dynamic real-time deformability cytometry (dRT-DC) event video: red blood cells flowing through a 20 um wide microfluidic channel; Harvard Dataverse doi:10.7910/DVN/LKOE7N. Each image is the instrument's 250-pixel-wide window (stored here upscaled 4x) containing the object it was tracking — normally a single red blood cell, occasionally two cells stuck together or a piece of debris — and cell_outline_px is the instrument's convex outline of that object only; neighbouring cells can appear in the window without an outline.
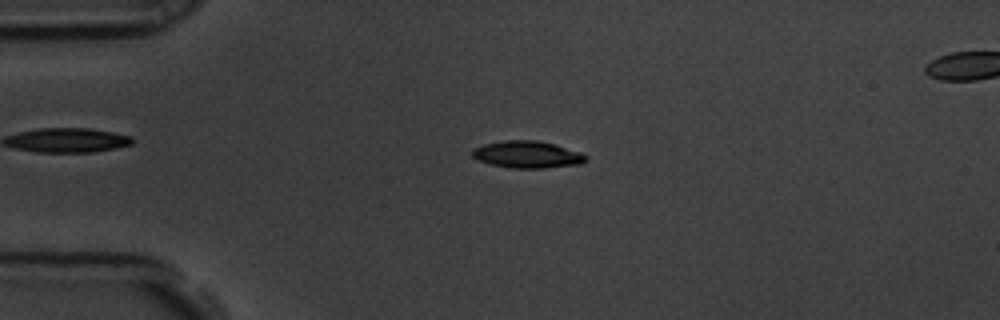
{"species": "common noctule bat (a hibernating species)", "species_latin": "Nyctalus noctula", "temperature_condition": "room temperature", "stored_images_in_passage": 57, "camera_frame_rate_fps": 3000, "um_per_image_px": 0.085, "animal": {"sex": "male", "body_mass_g": 19.5, "forearm_length_mm": 54.6}, "frame": {"image": 1, "passage_image": 13, "time_ms": 4.0, "image_size_px": [1000, 320], "cell_outline_px": [[588, 160], [580, 164], [544, 168], [512, 168], [492, 164], [476, 160], [472, 156], [472, 148], [484, 144], [504, 140], [536, 140], [556, 144], [580, 152], [588, 156]], "centroid_in_image_um": [44.83, 13.13], "position_along_channel_um": 40.2, "area_um2": 18.03}}
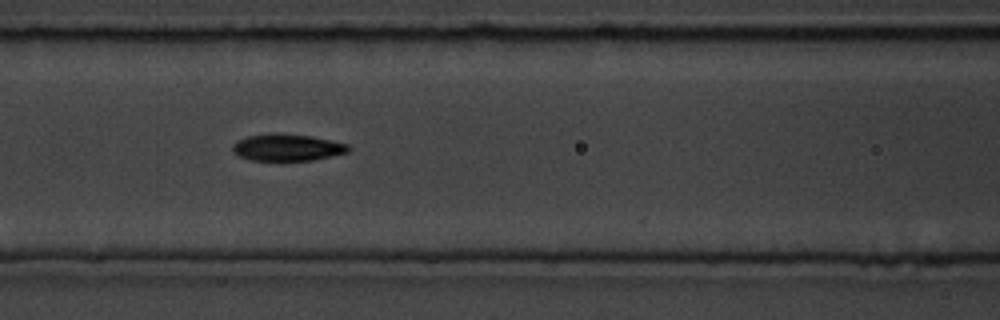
{"frame": {"image": 2, "passage_image": 24, "time_ms": 7.667, "image_size_px": [1000, 320], "cell_outline_px": [[352, 148], [348, 152], [312, 160], [252, 160], [240, 156], [232, 152], [232, 144], [248, 136], [276, 132], [312, 136], [348, 144]], "centroid_in_image_um": [24.42, 12.52], "position_along_channel_um": 142.2, "area_um2": 18.09}}
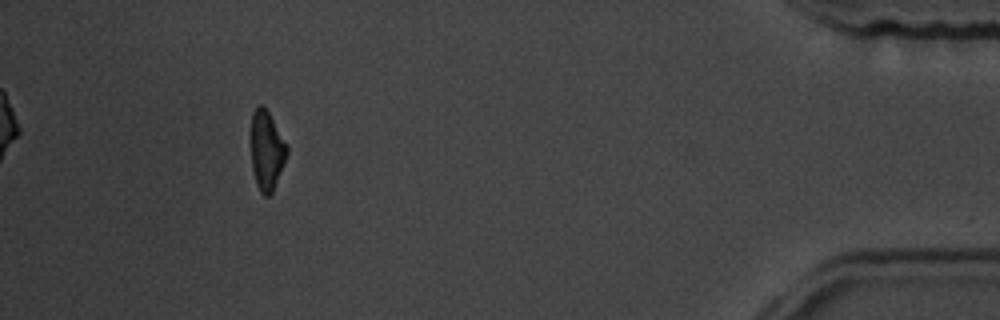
{"frame": {"image": 3, "passage_image": 52, "time_ms": 17.0, "image_size_px": [1000, 320], "cell_outline_px": [[288, 152], [272, 192], [268, 196], [264, 196], [260, 192], [256, 184], [252, 168], [252, 112], [260, 104], [268, 112], [288, 148]], "centroid_in_image_um": [22.66, 12.83], "position_along_channel_um": 412.5, "area_um2": 16.01}, "authors_computed_cell_mechanics": {"area_um2": 17.5134, "velocity_mm_per_s": 3.5669, "shape_relaxation_time_tau1_ms": 2.5584, "shape_relaxation_time_tau2_ms": 1.9708, "deformation_change_tau1": 0.1299, "deformation_change_tau2": 0.0813}}